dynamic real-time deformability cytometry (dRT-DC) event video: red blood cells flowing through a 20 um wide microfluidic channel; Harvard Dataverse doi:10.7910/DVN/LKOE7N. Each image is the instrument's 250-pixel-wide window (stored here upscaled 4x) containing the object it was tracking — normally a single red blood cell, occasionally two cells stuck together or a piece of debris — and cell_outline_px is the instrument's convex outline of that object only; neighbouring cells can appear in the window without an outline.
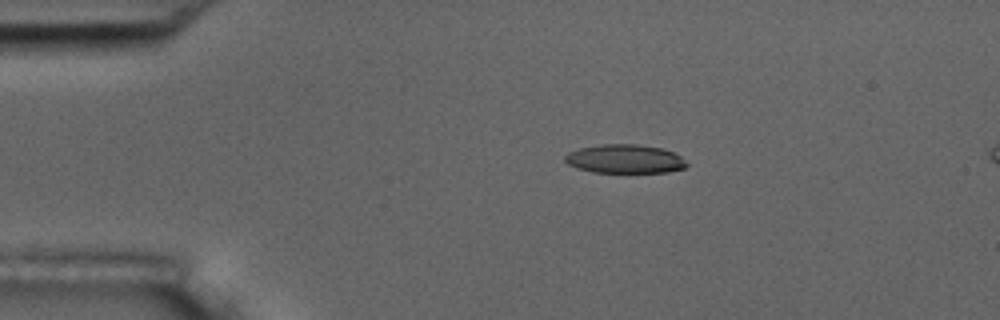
{"species": "common noctule bat (a hibernating species)", "species_latin": "Nyctalus noctula", "temperature_condition": "room temperature", "stored_images_in_passage": 16, "camera_frame_rate_fps": 3000, "um_per_image_px": 0.085, "animal": {"sex": "male", "body_mass_g": 17.5, "forearm_length_mm": 52.3}, "frame": {"image": 1, "passage_image": 10, "time_ms": 3.0, "image_size_px": [1000, 320], "cell_outline_px": [[688, 164], [684, 168], [668, 172], [592, 172], [576, 168], [568, 164], [564, 160], [564, 156], [568, 152], [580, 148], [604, 144], [636, 144], [660, 148], [672, 152], [680, 156]], "centroid_in_image_um": [53.08, 13.51], "position_along_channel_um": 31.9, "area_um2": 20.29}}